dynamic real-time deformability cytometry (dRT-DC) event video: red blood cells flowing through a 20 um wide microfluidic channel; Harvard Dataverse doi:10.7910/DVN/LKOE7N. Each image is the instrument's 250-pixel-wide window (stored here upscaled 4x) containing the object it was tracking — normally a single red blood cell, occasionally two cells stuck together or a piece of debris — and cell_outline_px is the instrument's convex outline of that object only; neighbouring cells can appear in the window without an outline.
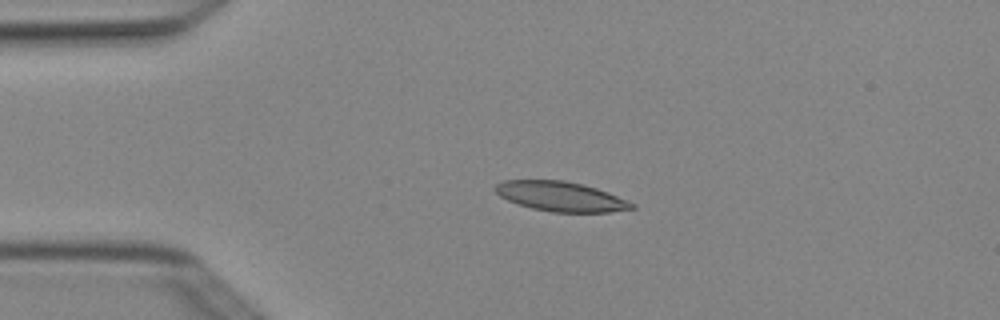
{"species": "Egyptian fruit bat (a non-hibernating species)", "species_latin": "Rousettus aegyptiacus", "temperature_condition": "cold", "stored_images_in_passage": 5, "camera_frame_rate_fps": 3000, "um_per_image_px": 0.085, "animal": {"sex": "female"}, "frame": {"image": 1, "passage_image": 3, "time_ms": 0.667, "image_size_px": [1000, 320], "cell_outline_px": [[636, 208], [608, 212], [552, 212], [532, 208], [508, 200], [500, 196], [492, 188], [496, 184], [504, 180], [564, 180], [584, 184], [608, 192], [628, 200], [636, 204]], "centroid_in_image_um": [47.68, 16.69], "position_along_channel_um": 37.3, "area_um2": 23.7}}
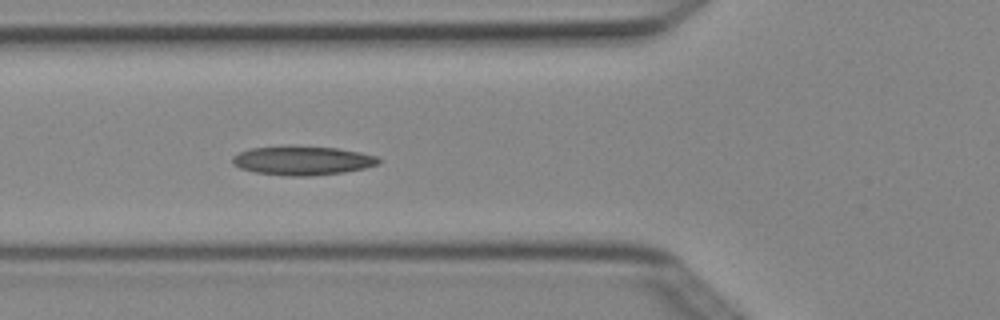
{"frame": {"image": 2, "passage_image": 5, "time_ms": 1.333, "image_size_px": [1000, 320], "cell_outline_px": [[380, 164], [364, 168], [344, 172], [312, 176], [288, 176], [256, 172], [240, 168], [232, 164], [232, 156], [248, 148], [336, 148], [360, 152], [376, 156], [380, 160]], "centroid_in_image_um": [25.72, 13.68], "position_along_channel_um": 100.1, "area_um2": 23.93}}